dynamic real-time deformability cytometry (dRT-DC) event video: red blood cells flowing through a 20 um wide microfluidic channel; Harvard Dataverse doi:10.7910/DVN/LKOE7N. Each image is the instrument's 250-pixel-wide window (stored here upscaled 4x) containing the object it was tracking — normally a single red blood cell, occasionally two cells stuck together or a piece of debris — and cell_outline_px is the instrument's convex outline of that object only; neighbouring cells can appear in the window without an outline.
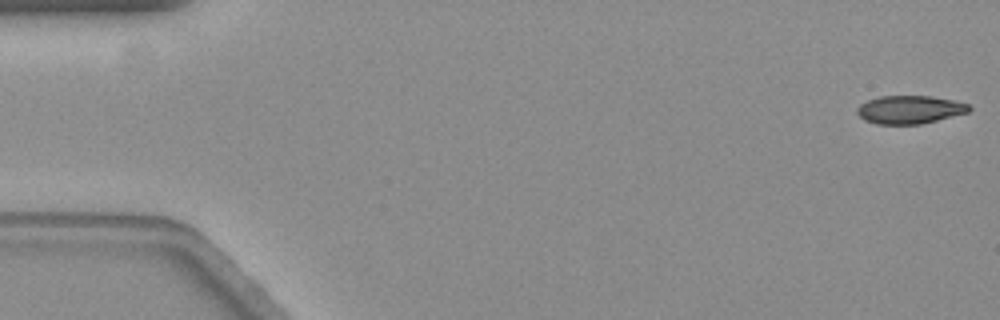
{"species": "common noctule bat (a hibernating species)", "species_latin": "Nyctalus noctula", "temperature_condition": "warm", "stored_images_in_passage": 58, "camera_frame_rate_fps": 3000, "um_per_image_px": 0.085, "animal": {"sex": "female", "body_mass_g": 19.3, "forearm_length_mm": 54.1}, "frame": {"image": 1, "passage_image": 1, "time_ms": 0.0, "image_size_px": [1000, 320], "cell_outline_px": [[972, 108], [968, 112], [920, 124], [876, 124], [864, 120], [856, 112], [856, 108], [860, 104], [868, 100], [880, 96], [932, 96], [956, 100], [968, 104]], "centroid_in_image_um": [77.32, 9.31], "position_along_channel_um": 7.7, "area_um2": 18.38}}
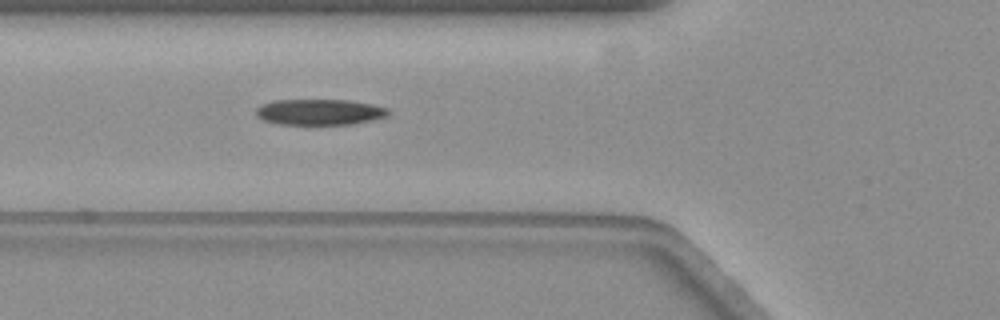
{"frame": {"image": 2, "passage_image": 21, "time_ms": 6.667, "image_size_px": [1000, 320], "cell_outline_px": [[392, 112], [388, 116], [372, 120], [352, 124], [276, 124], [264, 120], [256, 116], [256, 108], [260, 104], [272, 100], [348, 100], [372, 104], [388, 108]], "centroid_in_image_um": [27.16, 9.52], "position_along_channel_um": 98.6, "area_um2": 20.11}}
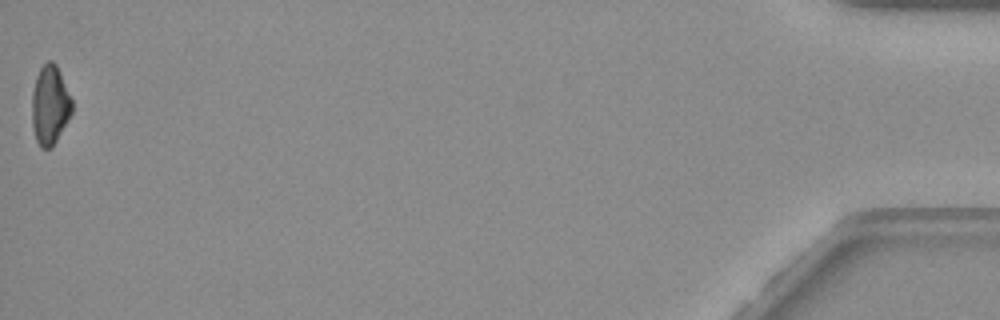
{"frame": {"image": 3, "passage_image": 58, "time_ms": 19.0, "image_size_px": [1000, 320], "cell_outline_px": [[72, 112], [52, 148], [40, 148], [36, 140], [32, 128], [32, 92], [36, 76], [40, 68], [48, 60], [52, 60], [56, 64], [60, 72], [72, 100]], "centroid_in_image_um": [4.23, 8.93], "position_along_channel_um": 431.0, "area_um2": 18.5}, "authors_computed_cell_mechanics": {"area_um2": 19.5942, "velocity_mm_per_s": 3.5454, "shape_relaxation_time_tau1_ms": 3.8648, "shape_relaxation_time_tau2_ms": null, "deformation_change_tau1": 0.1543, "deformation_change_tau2": null}}